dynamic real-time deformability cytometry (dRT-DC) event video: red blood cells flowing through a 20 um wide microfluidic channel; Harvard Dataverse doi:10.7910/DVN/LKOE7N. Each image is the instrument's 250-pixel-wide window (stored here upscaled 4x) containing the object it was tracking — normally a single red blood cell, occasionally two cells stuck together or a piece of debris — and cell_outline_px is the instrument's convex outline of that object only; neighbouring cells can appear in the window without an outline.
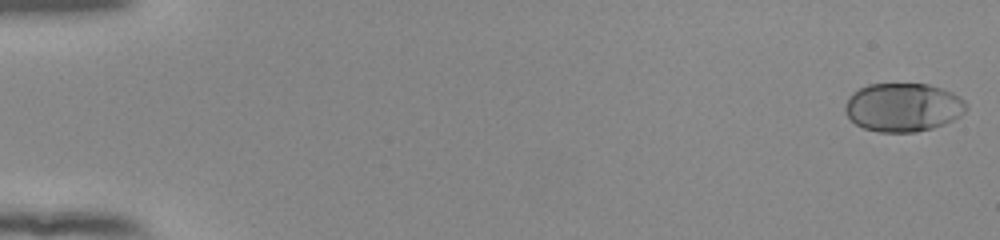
{"species": "human", "species_latin": "Homo sapiens", "temperature_condition": "room temperature", "stored_images_in_passage": 54, "camera_frame_rate_fps": 3000, "um_per_image_px": 0.085, "donor": {"sex": "female"}, "frame": {"image": 1, "passage_image": 1, "time_ms": 0.0, "image_size_px": [1000, 240], "cell_outline_px": [[968, 108], [960, 116], [944, 124], [932, 128], [916, 132], [880, 132], [864, 128], [856, 124], [844, 112], [844, 104], [848, 96], [852, 92], [868, 84], [928, 84], [952, 92], [960, 96], [968, 104]], "centroid_in_image_um": [76.76, 9.12], "position_along_channel_um": 8.2, "area_um2": 34.51}}
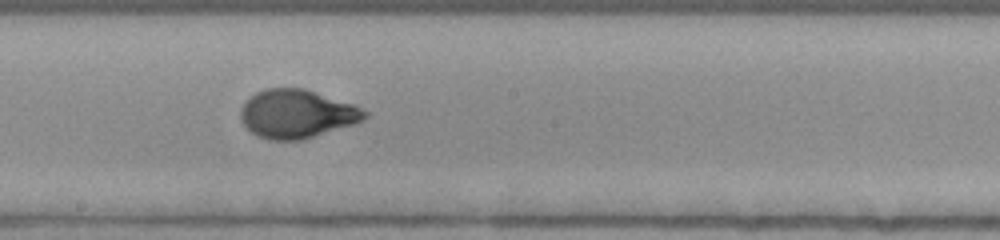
{"frame": {"image": 2, "passage_image": 31, "time_ms": 10.0, "image_size_px": [1000, 240], "cell_outline_px": [[368, 116], [364, 120], [304, 140], [268, 140], [256, 136], [240, 120], [240, 108], [256, 92], [264, 88], [304, 88], [352, 104], [368, 112]], "centroid_in_image_um": [25.21, 9.69], "position_along_channel_um": 223.0, "area_um2": 34.97}}
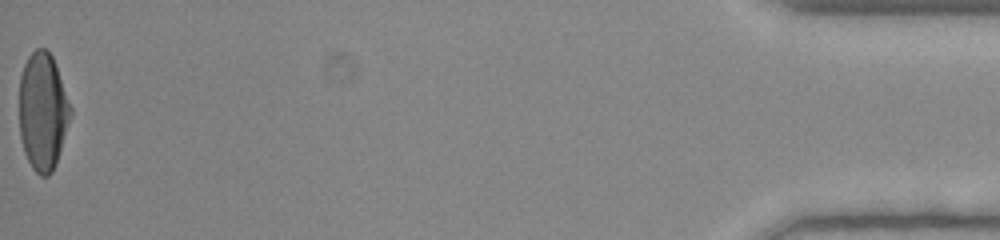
{"frame": {"image": 3, "passage_image": 54, "time_ms": 17.667, "image_size_px": [1000, 240], "cell_outline_px": [[72, 112], [56, 164], [52, 172], [48, 176], [40, 176], [32, 168], [24, 152], [20, 136], [20, 76], [24, 64], [28, 56], [36, 48], [44, 48], [52, 56], [72, 108]], "centroid_in_image_um": [3.64, 9.48], "position_along_channel_um": 431.6, "area_um2": 34.97}, "authors_computed_cell_mechanics": {"area_um2": 34.5355, "velocity_mm_per_s": 3.9145, "shape_relaxation_time_tau1_ms": 4.318, "shape_relaxation_time_tau2_ms": null, "deformation_change_tau1": 0.2189, "deformation_change_tau2": null}}